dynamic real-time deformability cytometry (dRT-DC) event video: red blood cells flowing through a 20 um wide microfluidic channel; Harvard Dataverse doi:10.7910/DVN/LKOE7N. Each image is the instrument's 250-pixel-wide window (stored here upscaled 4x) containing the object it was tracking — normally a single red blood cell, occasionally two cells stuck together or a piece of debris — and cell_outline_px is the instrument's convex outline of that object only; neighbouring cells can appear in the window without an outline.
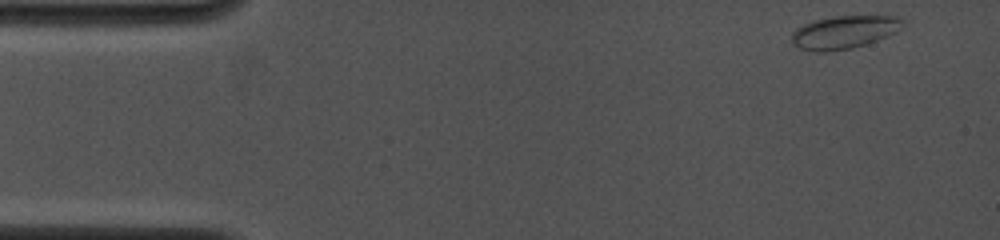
{"species": "common noctule bat (a hibernating species)", "species_latin": "Nyctalus noctula", "temperature_condition": "cold", "stored_images_in_passage": 28, "camera_frame_rate_fps": 4000, "um_per_image_px": 0.085, "animal": {"sex": "female", "body_mass_g": 19.0, "forearm_length_mm": 53.3}, "frame": {"image": 1, "passage_image": 1, "time_ms": 0.0, "image_size_px": [1000, 240], "cell_outline_px": [[904, 24], [896, 32], [876, 40], [852, 48], [828, 52], [816, 52], [800, 48], [792, 44], [792, 32], [796, 28], [812, 20], [832, 16], [896, 16], [904, 20]], "centroid_in_image_um": [71.72, 2.73], "position_along_channel_um": 13.3, "area_um2": 21.39}}
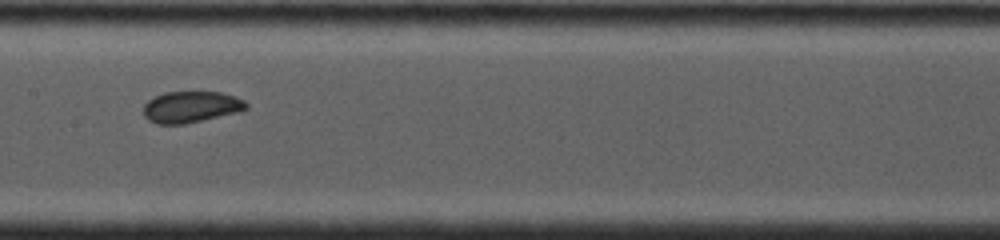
{"frame": {"image": 2, "passage_image": 15, "time_ms": 7.0, "image_size_px": [1000, 240], "cell_outline_px": [[248, 108], [240, 112], [184, 124], [156, 124], [148, 120], [144, 116], [144, 104], [148, 100], [164, 92], [220, 92], [236, 96], [244, 100], [248, 104]], "centroid_in_image_um": [16.25, 9.09], "position_along_channel_um": 191.1, "area_um2": 18.9}}
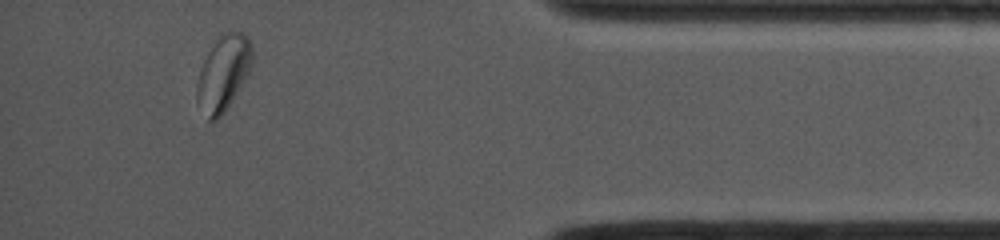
{"frame": {"image": 3, "passage_image": 28, "time_ms": 13.25, "image_size_px": [1000, 240], "cell_outline_px": [[252, 68], [232, 100], [224, 112], [212, 124], [208, 120], [196, 100], [196, 84], [200, 68], [216, 32], [244, 32], [248, 36], [252, 44]], "centroid_in_image_um": [18.97, 6.16], "position_along_channel_um": 416.2, "area_um2": 24.97}, "authors_computed_cell_mechanics": {"area_um2": 19.4208, "velocity_mm_per_s": 4.0217, "shape_relaxation_time_tau1_ms": 3.978, "shape_relaxation_time_tau2_ms": null, "deformation_change_tau1": 0.0676, "deformation_change_tau2": null}}